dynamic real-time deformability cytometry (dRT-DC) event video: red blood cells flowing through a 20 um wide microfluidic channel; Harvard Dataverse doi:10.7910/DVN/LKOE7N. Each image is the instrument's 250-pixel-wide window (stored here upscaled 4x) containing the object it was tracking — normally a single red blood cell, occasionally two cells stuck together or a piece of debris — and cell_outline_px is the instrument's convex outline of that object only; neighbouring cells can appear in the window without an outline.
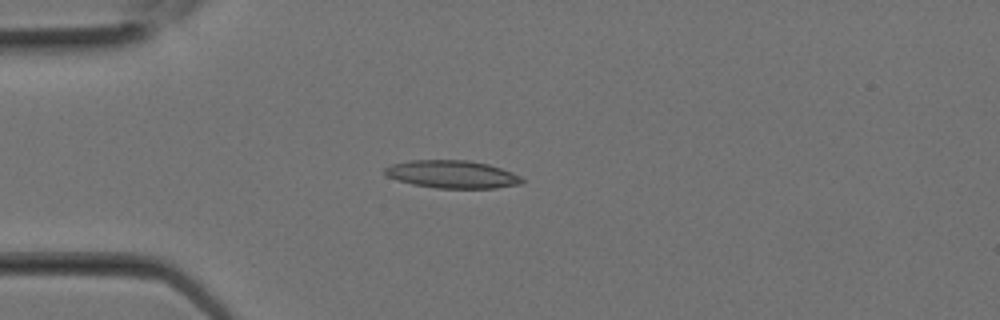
{"species": "Egyptian fruit bat (a non-hibernating species)", "species_latin": "Rousettus aegyptiacus", "temperature_condition": "room temperature", "stored_images_in_passage": 11, "camera_frame_rate_fps": 3000, "um_per_image_px": 0.085, "animal": {"sex": "female"}, "frame": {"image": 1, "passage_image": 7, "time_ms": 2.0, "image_size_px": [1000, 320], "cell_outline_px": [[524, 184], [496, 188], [436, 188], [412, 184], [388, 176], [384, 172], [384, 168], [392, 164], [408, 160], [468, 160], [488, 164], [512, 172], [520, 176], [524, 180]], "centroid_in_image_um": [38.47, 14.81], "position_along_channel_um": 46.5, "area_um2": 22.2}}
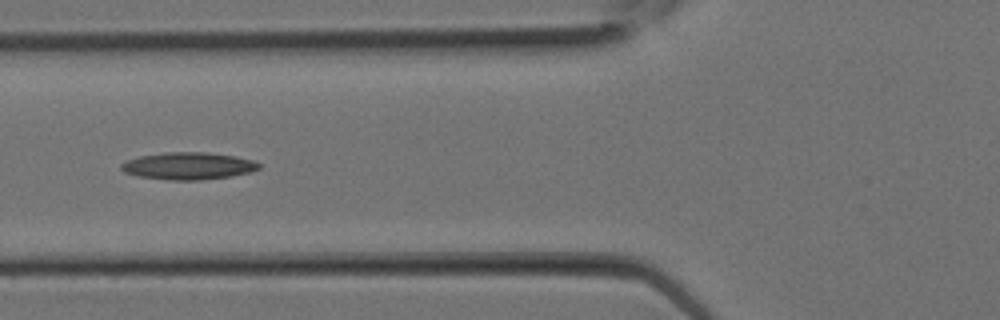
{"frame": {"image": 2, "passage_image": 10, "time_ms": 3.0, "image_size_px": [1000, 320], "cell_outline_px": [[260, 168], [248, 172], [232, 176], [200, 180], [168, 180], [140, 176], [124, 172], [120, 168], [120, 164], [124, 160], [140, 156], [164, 152], [204, 152], [236, 156], [252, 160], [260, 164]], "centroid_in_image_um": [15.97, 14.1], "position_along_channel_um": 109.8, "area_um2": 21.85}}